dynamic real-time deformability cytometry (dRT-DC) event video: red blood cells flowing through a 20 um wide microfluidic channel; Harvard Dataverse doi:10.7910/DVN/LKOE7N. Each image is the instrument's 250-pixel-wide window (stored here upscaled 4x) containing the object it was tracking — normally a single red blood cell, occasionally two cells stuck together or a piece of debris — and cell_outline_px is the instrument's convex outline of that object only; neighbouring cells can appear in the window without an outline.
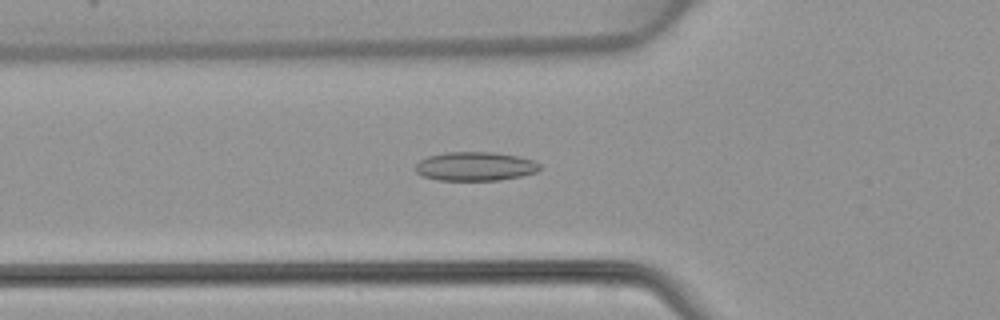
{"species": "common noctule bat (a hibernating species)", "species_latin": "Nyctalus noctula", "temperature_condition": "warm", "stored_images_in_passage": 48, "camera_frame_rate_fps": 3000, "um_per_image_px": 0.085, "animal": {"sex": "female", "body_mass_g": 22.7, "forearm_length_mm": 54.2}, "frame": {"image": 1, "passage_image": 17, "time_ms": 5.333, "image_size_px": [1000, 320], "cell_outline_px": [[540, 168], [536, 172], [520, 176], [500, 180], [440, 180], [424, 176], [416, 172], [416, 164], [420, 160], [428, 156], [444, 152], [492, 152], [520, 156], [532, 160], [540, 164]], "centroid_in_image_um": [40.4, 14.13], "position_along_channel_um": 85.4, "area_um2": 20.87}}
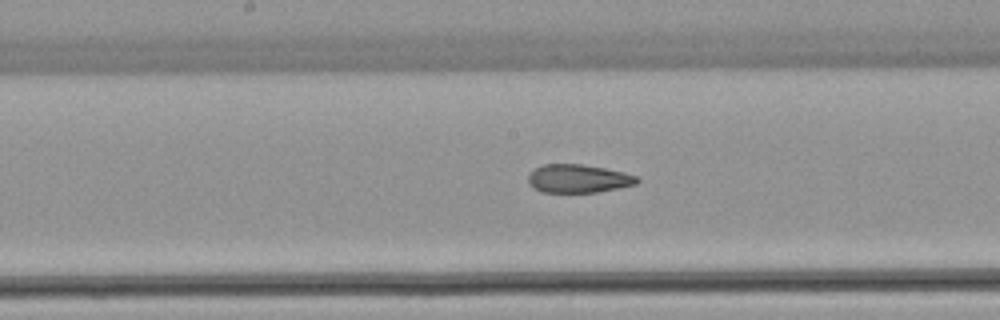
{"frame": {"image": 2, "passage_image": 25, "time_ms": 8.0, "image_size_px": [1000, 320], "cell_outline_px": [[640, 180], [636, 184], [596, 192], [540, 192], [532, 188], [528, 184], [528, 176], [532, 168], [544, 164], [580, 164], [604, 168], [624, 172], [636, 176]], "centroid_in_image_um": [49.09, 15.18], "position_along_channel_um": 199.1, "area_um2": 18.03}}
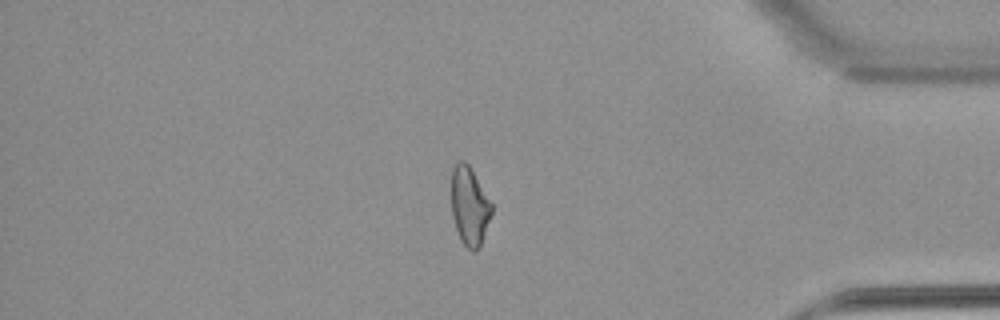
{"frame": {"image": 3, "passage_image": 41, "time_ms": 13.333, "image_size_px": [1000, 320], "cell_outline_px": [[492, 212], [480, 248], [472, 252], [460, 240], [452, 216], [452, 168], [460, 160], [464, 160], [468, 164], [492, 204]], "centroid_in_image_um": [39.91, 17.55], "position_along_channel_um": 395.3, "area_um2": 18.21}}